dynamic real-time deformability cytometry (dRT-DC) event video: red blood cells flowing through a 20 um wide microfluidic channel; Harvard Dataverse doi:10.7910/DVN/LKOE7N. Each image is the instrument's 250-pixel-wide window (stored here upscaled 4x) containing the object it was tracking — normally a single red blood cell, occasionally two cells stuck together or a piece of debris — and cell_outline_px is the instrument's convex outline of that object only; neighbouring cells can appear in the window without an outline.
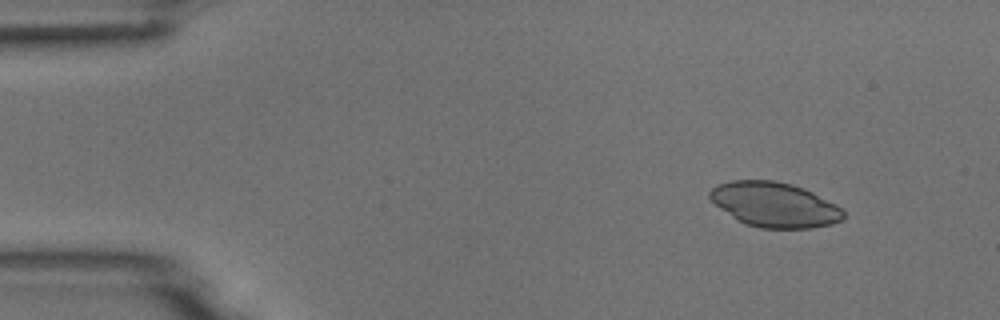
{"species": "common noctule bat (a hibernating species)", "species_latin": "Nyctalus noctula", "temperature_condition": "room temperature", "stored_images_in_passage": 6, "camera_frame_rate_fps": 3000, "um_per_image_px": 0.085, "animal": {"sex": "male", "body_mass_g": 18.8}, "frame": {"image": 1, "passage_image": 2, "time_ms": 1.0, "image_size_px": [1000, 320], "cell_outline_px": [[844, 220], [832, 224], [812, 228], [760, 228], [744, 224], [720, 208], [708, 196], [708, 192], [716, 184], [732, 180], [772, 180], [792, 184], [812, 192], [836, 204], [844, 212]], "centroid_in_image_um": [65.83, 17.4], "position_along_channel_um": 19.2, "area_um2": 34.91}}